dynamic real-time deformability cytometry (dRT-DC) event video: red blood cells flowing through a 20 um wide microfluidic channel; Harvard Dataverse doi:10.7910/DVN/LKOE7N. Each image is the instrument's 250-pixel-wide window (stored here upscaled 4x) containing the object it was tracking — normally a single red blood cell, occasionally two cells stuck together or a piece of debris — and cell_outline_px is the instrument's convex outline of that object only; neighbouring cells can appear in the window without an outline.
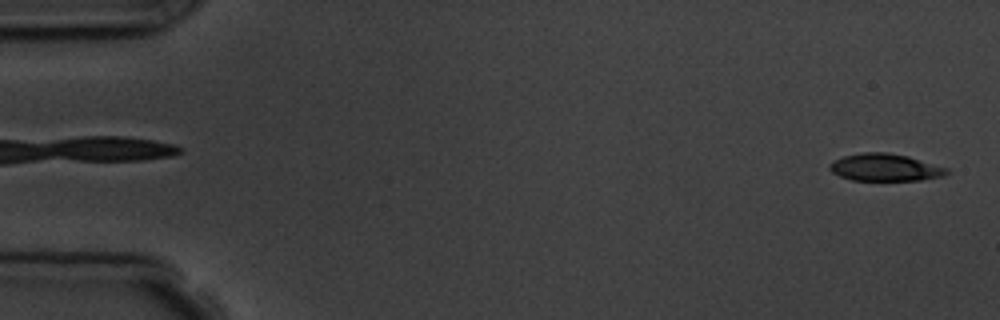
{"species": "common noctule bat (a hibernating species)", "species_latin": "Nyctalus noctula", "temperature_condition": "room temperature", "stored_images_in_passage": 5, "segment_of_instrument_passage": [2, 2], "camera_frame_rate_fps": 3000, "um_per_image_px": 0.085, "animal": {"sex": "male", "body_mass_g": 19.5, "forearm_length_mm": 54.6}, "frame": {"image": 1, "passage_image": 5, "time_ms": 5.333, "image_size_px": [1000, 320], "cell_outline_px": [[948, 172], [944, 176], [920, 180], [852, 180], [840, 176], [832, 172], [828, 168], [828, 164], [832, 160], [844, 156], [860, 152], [888, 152], [908, 156], [948, 168]], "centroid_in_image_um": [75.19, 14.22], "position_along_channel_um": 9.8, "area_um2": 18.73}}